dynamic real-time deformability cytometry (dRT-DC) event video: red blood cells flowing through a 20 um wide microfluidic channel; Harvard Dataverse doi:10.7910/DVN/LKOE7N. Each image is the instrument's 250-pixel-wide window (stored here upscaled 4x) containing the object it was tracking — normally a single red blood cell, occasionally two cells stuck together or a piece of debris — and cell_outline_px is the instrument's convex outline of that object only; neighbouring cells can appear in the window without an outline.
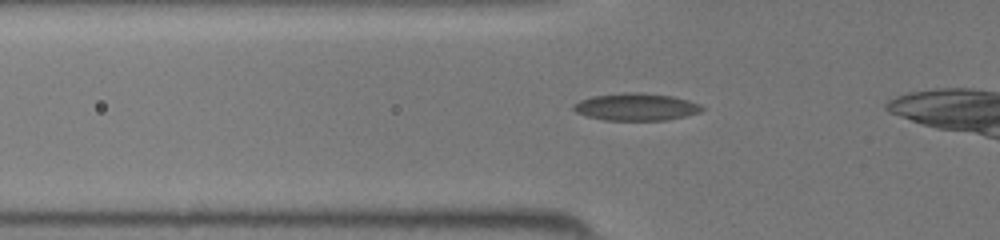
{"species": "common noctule bat (a hibernating species)", "species_latin": "Nyctalus noctula", "temperature_condition": "room temperature", "stored_images_in_passage": 25, "camera_frame_rate_fps": 3000, "um_per_image_px": 0.085, "animal": {"sex": "female", "body_mass_g": 19.5, "forearm_length_mm": 54.1}, "frame": {"image": 1, "passage_image": 3, "time_ms": 0.667, "image_size_px": [1000, 240], "cell_outline_px": [[704, 108], [700, 112], [668, 120], [604, 120], [588, 116], [576, 112], [572, 108], [572, 104], [580, 100], [592, 96], [624, 92], [640, 92], [672, 96], [688, 100], [700, 104]], "centroid_in_image_um": [54.05, 9.08], "position_along_channel_um": 71.7, "area_um2": 20.46}}
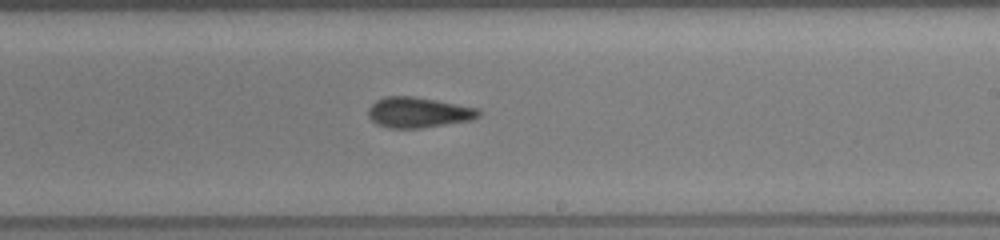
{"frame": {"image": 2, "passage_image": 15, "time_ms": 4.667, "image_size_px": [1000, 240], "cell_outline_px": [[484, 112], [480, 116], [472, 120], [420, 128], [388, 128], [376, 124], [368, 116], [368, 108], [376, 100], [384, 96], [412, 96], [436, 100], [480, 108]], "centroid_in_image_um": [35.59, 9.55], "position_along_channel_um": 253.4, "area_um2": 19.83}}
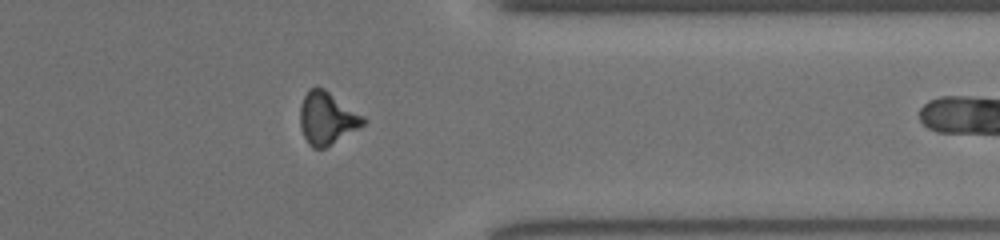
{"frame": {"image": 3, "passage_image": 24, "time_ms": 7.667, "image_size_px": [1000, 240], "cell_outline_px": [[368, 120], [364, 124], [324, 148], [312, 148], [308, 144], [304, 136], [300, 124], [300, 104], [308, 88], [316, 84], [324, 88], [364, 116]], "centroid_in_image_um": [27.76, 10.0], "position_along_channel_um": 383.6, "area_um2": 19.31}}